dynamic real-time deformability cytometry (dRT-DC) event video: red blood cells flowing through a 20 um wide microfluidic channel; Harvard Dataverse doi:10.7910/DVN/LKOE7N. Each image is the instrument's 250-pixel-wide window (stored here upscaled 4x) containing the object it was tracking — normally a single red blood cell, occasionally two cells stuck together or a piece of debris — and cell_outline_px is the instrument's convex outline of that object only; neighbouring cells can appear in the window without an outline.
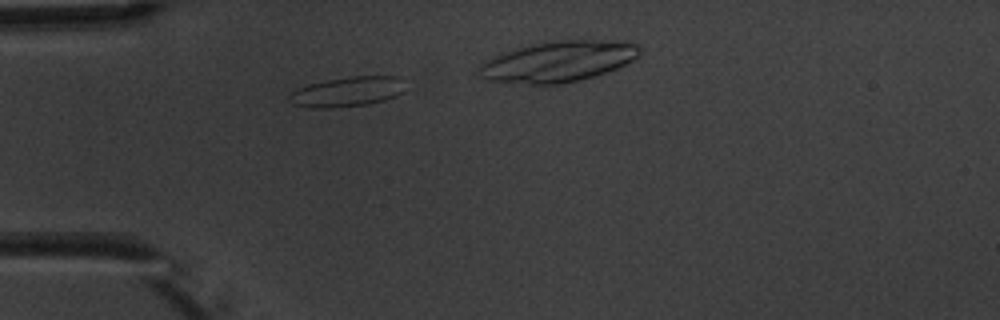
{"species": "common noctule bat (a hibernating species)", "species_latin": "Nyctalus noctula", "temperature_condition": "warm", "stored_images_in_passage": 3, "camera_frame_rate_fps": 3000, "um_per_image_px": 0.085, "animal": {"sex": "male", "body_mass_g": 20.1, "forearm_length_mm": 53.5}, "frame": {"image": 1, "passage_image": 2, "time_ms": 1.333, "image_size_px": [1000, 320], "cell_outline_px": [[404, 92], [396, 96], [384, 100], [368, 104], [332, 108], [308, 108], [292, 104], [288, 100], [288, 96], [292, 92], [308, 84], [328, 80], [352, 76], [400, 76]], "centroid_in_image_um": [29.5, 7.81], "position_along_channel_um": 55.5, "area_um2": 20.17}}